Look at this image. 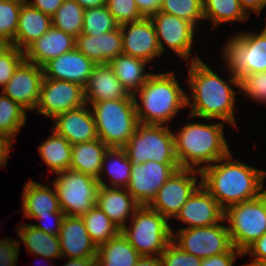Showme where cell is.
<instances>
[{"label": "cell", "mask_w": 266, "mask_h": 266, "mask_svg": "<svg viewBox=\"0 0 266 266\" xmlns=\"http://www.w3.org/2000/svg\"><path fill=\"white\" fill-rule=\"evenodd\" d=\"M146 64V61L124 53L109 62L115 76L130 95H134L153 73L147 71Z\"/></svg>", "instance_id": "28"}, {"label": "cell", "mask_w": 266, "mask_h": 266, "mask_svg": "<svg viewBox=\"0 0 266 266\" xmlns=\"http://www.w3.org/2000/svg\"><path fill=\"white\" fill-rule=\"evenodd\" d=\"M15 141L10 136L0 133V167H7L8 157Z\"/></svg>", "instance_id": "51"}, {"label": "cell", "mask_w": 266, "mask_h": 266, "mask_svg": "<svg viewBox=\"0 0 266 266\" xmlns=\"http://www.w3.org/2000/svg\"><path fill=\"white\" fill-rule=\"evenodd\" d=\"M10 46V44L0 40V55Z\"/></svg>", "instance_id": "56"}, {"label": "cell", "mask_w": 266, "mask_h": 266, "mask_svg": "<svg viewBox=\"0 0 266 266\" xmlns=\"http://www.w3.org/2000/svg\"><path fill=\"white\" fill-rule=\"evenodd\" d=\"M239 256L243 257L242 252L232 247L228 252L202 259L201 266H234Z\"/></svg>", "instance_id": "48"}, {"label": "cell", "mask_w": 266, "mask_h": 266, "mask_svg": "<svg viewBox=\"0 0 266 266\" xmlns=\"http://www.w3.org/2000/svg\"><path fill=\"white\" fill-rule=\"evenodd\" d=\"M224 127L222 121L211 124L192 121L173 131L180 168L201 171L227 156L231 150L224 136Z\"/></svg>", "instance_id": "3"}, {"label": "cell", "mask_w": 266, "mask_h": 266, "mask_svg": "<svg viewBox=\"0 0 266 266\" xmlns=\"http://www.w3.org/2000/svg\"><path fill=\"white\" fill-rule=\"evenodd\" d=\"M23 60V51L12 45L0 55V87L7 84Z\"/></svg>", "instance_id": "44"}, {"label": "cell", "mask_w": 266, "mask_h": 266, "mask_svg": "<svg viewBox=\"0 0 266 266\" xmlns=\"http://www.w3.org/2000/svg\"><path fill=\"white\" fill-rule=\"evenodd\" d=\"M175 219L187 224L186 227L179 229L215 225L224 219V209L200 184L182 206Z\"/></svg>", "instance_id": "18"}, {"label": "cell", "mask_w": 266, "mask_h": 266, "mask_svg": "<svg viewBox=\"0 0 266 266\" xmlns=\"http://www.w3.org/2000/svg\"><path fill=\"white\" fill-rule=\"evenodd\" d=\"M201 185L225 210L262 195L266 170L233 159L232 151L201 171Z\"/></svg>", "instance_id": "2"}, {"label": "cell", "mask_w": 266, "mask_h": 266, "mask_svg": "<svg viewBox=\"0 0 266 266\" xmlns=\"http://www.w3.org/2000/svg\"><path fill=\"white\" fill-rule=\"evenodd\" d=\"M75 43L74 36L52 26L23 50L24 60L43 67L50 60L75 49Z\"/></svg>", "instance_id": "22"}, {"label": "cell", "mask_w": 266, "mask_h": 266, "mask_svg": "<svg viewBox=\"0 0 266 266\" xmlns=\"http://www.w3.org/2000/svg\"><path fill=\"white\" fill-rule=\"evenodd\" d=\"M100 139L72 145L69 169L98 179L105 152L108 150Z\"/></svg>", "instance_id": "31"}, {"label": "cell", "mask_w": 266, "mask_h": 266, "mask_svg": "<svg viewBox=\"0 0 266 266\" xmlns=\"http://www.w3.org/2000/svg\"><path fill=\"white\" fill-rule=\"evenodd\" d=\"M175 74L153 72L133 95L139 123L170 126L171 119L187 107V91L181 88Z\"/></svg>", "instance_id": "4"}, {"label": "cell", "mask_w": 266, "mask_h": 266, "mask_svg": "<svg viewBox=\"0 0 266 266\" xmlns=\"http://www.w3.org/2000/svg\"><path fill=\"white\" fill-rule=\"evenodd\" d=\"M84 94L89 106L95 102L126 99L130 96L109 63L96 64L84 87Z\"/></svg>", "instance_id": "23"}, {"label": "cell", "mask_w": 266, "mask_h": 266, "mask_svg": "<svg viewBox=\"0 0 266 266\" xmlns=\"http://www.w3.org/2000/svg\"><path fill=\"white\" fill-rule=\"evenodd\" d=\"M82 8H97L106 6L107 0H75Z\"/></svg>", "instance_id": "55"}, {"label": "cell", "mask_w": 266, "mask_h": 266, "mask_svg": "<svg viewBox=\"0 0 266 266\" xmlns=\"http://www.w3.org/2000/svg\"><path fill=\"white\" fill-rule=\"evenodd\" d=\"M225 223L223 219L215 225L177 229L176 234L172 230V242L201 259L228 252L233 246Z\"/></svg>", "instance_id": "11"}, {"label": "cell", "mask_w": 266, "mask_h": 266, "mask_svg": "<svg viewBox=\"0 0 266 266\" xmlns=\"http://www.w3.org/2000/svg\"><path fill=\"white\" fill-rule=\"evenodd\" d=\"M178 169L179 163H132L130 181L126 189L140 206L149 205L159 189Z\"/></svg>", "instance_id": "15"}, {"label": "cell", "mask_w": 266, "mask_h": 266, "mask_svg": "<svg viewBox=\"0 0 266 266\" xmlns=\"http://www.w3.org/2000/svg\"><path fill=\"white\" fill-rule=\"evenodd\" d=\"M224 45L221 56L232 75L240 79L253 72H266V22L260 33L239 31Z\"/></svg>", "instance_id": "7"}, {"label": "cell", "mask_w": 266, "mask_h": 266, "mask_svg": "<svg viewBox=\"0 0 266 266\" xmlns=\"http://www.w3.org/2000/svg\"><path fill=\"white\" fill-rule=\"evenodd\" d=\"M122 230L140 206L126 188L100 186L95 204ZM131 217V218H130Z\"/></svg>", "instance_id": "25"}, {"label": "cell", "mask_w": 266, "mask_h": 266, "mask_svg": "<svg viewBox=\"0 0 266 266\" xmlns=\"http://www.w3.org/2000/svg\"><path fill=\"white\" fill-rule=\"evenodd\" d=\"M75 48L96 64L109 63L123 54L120 26L99 36L80 34L76 37Z\"/></svg>", "instance_id": "24"}, {"label": "cell", "mask_w": 266, "mask_h": 266, "mask_svg": "<svg viewBox=\"0 0 266 266\" xmlns=\"http://www.w3.org/2000/svg\"><path fill=\"white\" fill-rule=\"evenodd\" d=\"M162 0H135L140 14L144 18H150L159 11Z\"/></svg>", "instance_id": "50"}, {"label": "cell", "mask_w": 266, "mask_h": 266, "mask_svg": "<svg viewBox=\"0 0 266 266\" xmlns=\"http://www.w3.org/2000/svg\"><path fill=\"white\" fill-rule=\"evenodd\" d=\"M135 266H163L160 256H141Z\"/></svg>", "instance_id": "54"}, {"label": "cell", "mask_w": 266, "mask_h": 266, "mask_svg": "<svg viewBox=\"0 0 266 266\" xmlns=\"http://www.w3.org/2000/svg\"><path fill=\"white\" fill-rule=\"evenodd\" d=\"M96 63L76 48L63 53L43 66L44 77L61 81H70L86 86Z\"/></svg>", "instance_id": "20"}, {"label": "cell", "mask_w": 266, "mask_h": 266, "mask_svg": "<svg viewBox=\"0 0 266 266\" xmlns=\"http://www.w3.org/2000/svg\"><path fill=\"white\" fill-rule=\"evenodd\" d=\"M204 19L212 21V28L225 22H246L250 17L239 0H202Z\"/></svg>", "instance_id": "34"}, {"label": "cell", "mask_w": 266, "mask_h": 266, "mask_svg": "<svg viewBox=\"0 0 266 266\" xmlns=\"http://www.w3.org/2000/svg\"><path fill=\"white\" fill-rule=\"evenodd\" d=\"M52 27V17L24 2L12 46L24 50Z\"/></svg>", "instance_id": "26"}, {"label": "cell", "mask_w": 266, "mask_h": 266, "mask_svg": "<svg viewBox=\"0 0 266 266\" xmlns=\"http://www.w3.org/2000/svg\"><path fill=\"white\" fill-rule=\"evenodd\" d=\"M84 10L75 0H64L52 16V26L76 38L83 28Z\"/></svg>", "instance_id": "37"}, {"label": "cell", "mask_w": 266, "mask_h": 266, "mask_svg": "<svg viewBox=\"0 0 266 266\" xmlns=\"http://www.w3.org/2000/svg\"><path fill=\"white\" fill-rule=\"evenodd\" d=\"M172 130L167 125L139 123L134 135L123 147L128 159L138 164L147 161L178 163Z\"/></svg>", "instance_id": "8"}, {"label": "cell", "mask_w": 266, "mask_h": 266, "mask_svg": "<svg viewBox=\"0 0 266 266\" xmlns=\"http://www.w3.org/2000/svg\"><path fill=\"white\" fill-rule=\"evenodd\" d=\"M262 195H263L264 198L266 199V189L264 188V185H263V189H262Z\"/></svg>", "instance_id": "57"}, {"label": "cell", "mask_w": 266, "mask_h": 266, "mask_svg": "<svg viewBox=\"0 0 266 266\" xmlns=\"http://www.w3.org/2000/svg\"><path fill=\"white\" fill-rule=\"evenodd\" d=\"M60 239L62 259L96 257L97 247L91 241L84 221L79 216L65 215L61 224Z\"/></svg>", "instance_id": "21"}, {"label": "cell", "mask_w": 266, "mask_h": 266, "mask_svg": "<svg viewBox=\"0 0 266 266\" xmlns=\"http://www.w3.org/2000/svg\"><path fill=\"white\" fill-rule=\"evenodd\" d=\"M159 12L185 19L196 28L204 20L202 0H162Z\"/></svg>", "instance_id": "39"}, {"label": "cell", "mask_w": 266, "mask_h": 266, "mask_svg": "<svg viewBox=\"0 0 266 266\" xmlns=\"http://www.w3.org/2000/svg\"><path fill=\"white\" fill-rule=\"evenodd\" d=\"M25 0H0V40L12 45Z\"/></svg>", "instance_id": "40"}, {"label": "cell", "mask_w": 266, "mask_h": 266, "mask_svg": "<svg viewBox=\"0 0 266 266\" xmlns=\"http://www.w3.org/2000/svg\"><path fill=\"white\" fill-rule=\"evenodd\" d=\"M187 66V87L192 93L186 95L187 107H190L187 118L216 119L236 127L234 109L236 93H240L237 92L240 91L239 78L227 72L230 78L223 80L203 59L189 62Z\"/></svg>", "instance_id": "1"}, {"label": "cell", "mask_w": 266, "mask_h": 266, "mask_svg": "<svg viewBox=\"0 0 266 266\" xmlns=\"http://www.w3.org/2000/svg\"><path fill=\"white\" fill-rule=\"evenodd\" d=\"M25 2L52 17L64 0H25Z\"/></svg>", "instance_id": "49"}, {"label": "cell", "mask_w": 266, "mask_h": 266, "mask_svg": "<svg viewBox=\"0 0 266 266\" xmlns=\"http://www.w3.org/2000/svg\"><path fill=\"white\" fill-rule=\"evenodd\" d=\"M106 6L119 26L144 18L135 0H107Z\"/></svg>", "instance_id": "42"}, {"label": "cell", "mask_w": 266, "mask_h": 266, "mask_svg": "<svg viewBox=\"0 0 266 266\" xmlns=\"http://www.w3.org/2000/svg\"><path fill=\"white\" fill-rule=\"evenodd\" d=\"M131 168L132 162L123 148H108L104 154L98 177L100 186L126 188L130 181ZM106 177L109 181L105 179Z\"/></svg>", "instance_id": "29"}, {"label": "cell", "mask_w": 266, "mask_h": 266, "mask_svg": "<svg viewBox=\"0 0 266 266\" xmlns=\"http://www.w3.org/2000/svg\"><path fill=\"white\" fill-rule=\"evenodd\" d=\"M43 78V67L23 60L3 87L2 93L33 112L38 104Z\"/></svg>", "instance_id": "16"}, {"label": "cell", "mask_w": 266, "mask_h": 266, "mask_svg": "<svg viewBox=\"0 0 266 266\" xmlns=\"http://www.w3.org/2000/svg\"><path fill=\"white\" fill-rule=\"evenodd\" d=\"M141 255L120 231L97 247L96 266H135Z\"/></svg>", "instance_id": "32"}, {"label": "cell", "mask_w": 266, "mask_h": 266, "mask_svg": "<svg viewBox=\"0 0 266 266\" xmlns=\"http://www.w3.org/2000/svg\"><path fill=\"white\" fill-rule=\"evenodd\" d=\"M240 94L257 103H266V72H253L239 79Z\"/></svg>", "instance_id": "41"}, {"label": "cell", "mask_w": 266, "mask_h": 266, "mask_svg": "<svg viewBox=\"0 0 266 266\" xmlns=\"http://www.w3.org/2000/svg\"><path fill=\"white\" fill-rule=\"evenodd\" d=\"M163 266H201L202 259L184 252L172 241L160 254Z\"/></svg>", "instance_id": "43"}, {"label": "cell", "mask_w": 266, "mask_h": 266, "mask_svg": "<svg viewBox=\"0 0 266 266\" xmlns=\"http://www.w3.org/2000/svg\"><path fill=\"white\" fill-rule=\"evenodd\" d=\"M17 236L28 253H33L43 259H62L60 239L57 235H49L42 230L36 229L30 224L17 226Z\"/></svg>", "instance_id": "30"}, {"label": "cell", "mask_w": 266, "mask_h": 266, "mask_svg": "<svg viewBox=\"0 0 266 266\" xmlns=\"http://www.w3.org/2000/svg\"><path fill=\"white\" fill-rule=\"evenodd\" d=\"M224 220L232 246L243 252L266 233V199L260 195L230 205L224 210Z\"/></svg>", "instance_id": "9"}, {"label": "cell", "mask_w": 266, "mask_h": 266, "mask_svg": "<svg viewBox=\"0 0 266 266\" xmlns=\"http://www.w3.org/2000/svg\"><path fill=\"white\" fill-rule=\"evenodd\" d=\"M150 19L156 30L161 55L168 47L177 57H181L188 63L201 59L198 55L192 56L194 54L191 53L197 30L191 22L159 11Z\"/></svg>", "instance_id": "12"}, {"label": "cell", "mask_w": 266, "mask_h": 266, "mask_svg": "<svg viewBox=\"0 0 266 266\" xmlns=\"http://www.w3.org/2000/svg\"><path fill=\"white\" fill-rule=\"evenodd\" d=\"M63 266H96V257L69 258Z\"/></svg>", "instance_id": "53"}, {"label": "cell", "mask_w": 266, "mask_h": 266, "mask_svg": "<svg viewBox=\"0 0 266 266\" xmlns=\"http://www.w3.org/2000/svg\"><path fill=\"white\" fill-rule=\"evenodd\" d=\"M86 104L84 87L70 81L43 78L34 112L53 119L58 114Z\"/></svg>", "instance_id": "14"}, {"label": "cell", "mask_w": 266, "mask_h": 266, "mask_svg": "<svg viewBox=\"0 0 266 266\" xmlns=\"http://www.w3.org/2000/svg\"><path fill=\"white\" fill-rule=\"evenodd\" d=\"M20 245L12 237L0 238V266H17Z\"/></svg>", "instance_id": "46"}, {"label": "cell", "mask_w": 266, "mask_h": 266, "mask_svg": "<svg viewBox=\"0 0 266 266\" xmlns=\"http://www.w3.org/2000/svg\"><path fill=\"white\" fill-rule=\"evenodd\" d=\"M242 255L243 257L250 255L253 258L250 263L243 264V266H257L260 263L266 262V233L249 245L242 252Z\"/></svg>", "instance_id": "47"}, {"label": "cell", "mask_w": 266, "mask_h": 266, "mask_svg": "<svg viewBox=\"0 0 266 266\" xmlns=\"http://www.w3.org/2000/svg\"><path fill=\"white\" fill-rule=\"evenodd\" d=\"M90 108L98 139L109 148H123L139 124L133 95L126 99L95 102Z\"/></svg>", "instance_id": "5"}, {"label": "cell", "mask_w": 266, "mask_h": 266, "mask_svg": "<svg viewBox=\"0 0 266 266\" xmlns=\"http://www.w3.org/2000/svg\"><path fill=\"white\" fill-rule=\"evenodd\" d=\"M239 2L249 16L252 12L259 16L266 7V0H239Z\"/></svg>", "instance_id": "52"}, {"label": "cell", "mask_w": 266, "mask_h": 266, "mask_svg": "<svg viewBox=\"0 0 266 266\" xmlns=\"http://www.w3.org/2000/svg\"><path fill=\"white\" fill-rule=\"evenodd\" d=\"M52 120L54 125L51 129L66 138L71 145L98 138L95 119L88 104L58 114Z\"/></svg>", "instance_id": "19"}, {"label": "cell", "mask_w": 266, "mask_h": 266, "mask_svg": "<svg viewBox=\"0 0 266 266\" xmlns=\"http://www.w3.org/2000/svg\"><path fill=\"white\" fill-rule=\"evenodd\" d=\"M81 218L96 247L106 243L121 231L96 205Z\"/></svg>", "instance_id": "35"}, {"label": "cell", "mask_w": 266, "mask_h": 266, "mask_svg": "<svg viewBox=\"0 0 266 266\" xmlns=\"http://www.w3.org/2000/svg\"><path fill=\"white\" fill-rule=\"evenodd\" d=\"M129 222L121 232L141 256H160L172 241L169 221L148 205L139 206Z\"/></svg>", "instance_id": "6"}, {"label": "cell", "mask_w": 266, "mask_h": 266, "mask_svg": "<svg viewBox=\"0 0 266 266\" xmlns=\"http://www.w3.org/2000/svg\"><path fill=\"white\" fill-rule=\"evenodd\" d=\"M0 133L15 140L27 122V111L20 104L0 92Z\"/></svg>", "instance_id": "36"}, {"label": "cell", "mask_w": 266, "mask_h": 266, "mask_svg": "<svg viewBox=\"0 0 266 266\" xmlns=\"http://www.w3.org/2000/svg\"><path fill=\"white\" fill-rule=\"evenodd\" d=\"M123 53L151 63L161 58L156 30L150 18L127 23L120 26Z\"/></svg>", "instance_id": "17"}, {"label": "cell", "mask_w": 266, "mask_h": 266, "mask_svg": "<svg viewBox=\"0 0 266 266\" xmlns=\"http://www.w3.org/2000/svg\"><path fill=\"white\" fill-rule=\"evenodd\" d=\"M257 266H266V262H264V263H260V264H258Z\"/></svg>", "instance_id": "58"}, {"label": "cell", "mask_w": 266, "mask_h": 266, "mask_svg": "<svg viewBox=\"0 0 266 266\" xmlns=\"http://www.w3.org/2000/svg\"><path fill=\"white\" fill-rule=\"evenodd\" d=\"M51 136L38 146V151L44 163L51 172H62L70 167L72 145L61 135L51 129Z\"/></svg>", "instance_id": "33"}, {"label": "cell", "mask_w": 266, "mask_h": 266, "mask_svg": "<svg viewBox=\"0 0 266 266\" xmlns=\"http://www.w3.org/2000/svg\"><path fill=\"white\" fill-rule=\"evenodd\" d=\"M40 184L29 180L24 184L22 195L21 211L24 216H45L50 212L62 211L55 187ZM23 209V210H22Z\"/></svg>", "instance_id": "27"}, {"label": "cell", "mask_w": 266, "mask_h": 266, "mask_svg": "<svg viewBox=\"0 0 266 266\" xmlns=\"http://www.w3.org/2000/svg\"><path fill=\"white\" fill-rule=\"evenodd\" d=\"M197 175V176H196ZM201 172L195 169L176 170L148 205L159 212L169 222L175 218L191 194L201 184Z\"/></svg>", "instance_id": "13"}, {"label": "cell", "mask_w": 266, "mask_h": 266, "mask_svg": "<svg viewBox=\"0 0 266 266\" xmlns=\"http://www.w3.org/2000/svg\"><path fill=\"white\" fill-rule=\"evenodd\" d=\"M118 26L107 6L89 8L84 10L81 34L99 36L116 29Z\"/></svg>", "instance_id": "38"}, {"label": "cell", "mask_w": 266, "mask_h": 266, "mask_svg": "<svg viewBox=\"0 0 266 266\" xmlns=\"http://www.w3.org/2000/svg\"><path fill=\"white\" fill-rule=\"evenodd\" d=\"M65 214L63 211H58V212H50V215H45V216H24L28 219H36L38 224H30L36 229L42 230L45 233L49 235H59L60 233V228L61 224L63 221ZM53 221V224H49V222ZM48 221V222H47ZM42 222V223H41ZM40 223V224H39ZM49 224V225H48Z\"/></svg>", "instance_id": "45"}, {"label": "cell", "mask_w": 266, "mask_h": 266, "mask_svg": "<svg viewBox=\"0 0 266 266\" xmlns=\"http://www.w3.org/2000/svg\"><path fill=\"white\" fill-rule=\"evenodd\" d=\"M56 175L50 183L65 215L81 217L95 206L100 189L98 179L71 169Z\"/></svg>", "instance_id": "10"}]
</instances>
